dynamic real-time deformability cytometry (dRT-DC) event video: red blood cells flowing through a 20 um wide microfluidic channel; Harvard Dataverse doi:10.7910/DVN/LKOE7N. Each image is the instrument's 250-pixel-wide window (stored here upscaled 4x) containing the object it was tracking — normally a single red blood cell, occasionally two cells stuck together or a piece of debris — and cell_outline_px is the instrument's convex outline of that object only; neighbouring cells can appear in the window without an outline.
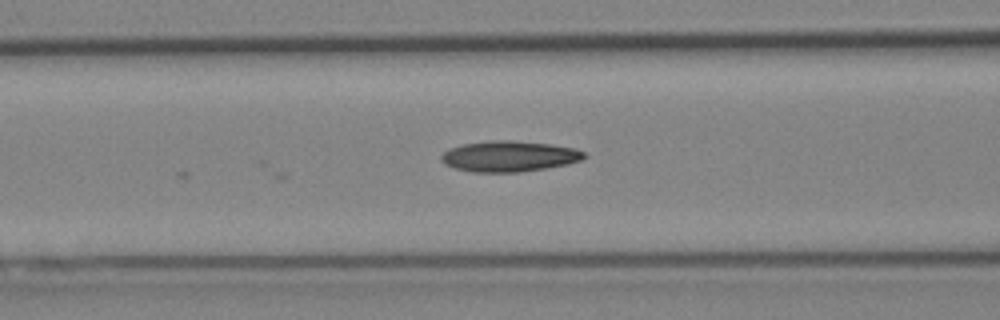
{"species": "Egyptian fruit bat (a non-hibernating species)", "species_latin": "Rousettus aegyptiacus", "temperature_condition": "cold", "stored_images_in_passage": 6, "camera_frame_rate_fps": 3000, "um_per_image_px": 0.085, "animal": {"sex": "female"}, "frame": {"image": 1, "passage_image": 6, "time_ms": 1.667, "image_size_px": [1000, 320], "cell_outline_px": [[588, 156], [580, 160], [568, 164], [520, 172], [472, 172], [456, 168], [444, 164], [440, 160], [440, 156], [448, 148], [464, 144], [492, 140], [512, 140], [552, 144], [572, 148], [584, 152]], "centroid_in_image_um": [43.26, 13.28], "position_along_channel_um": 123.3, "area_um2": 25.61}}